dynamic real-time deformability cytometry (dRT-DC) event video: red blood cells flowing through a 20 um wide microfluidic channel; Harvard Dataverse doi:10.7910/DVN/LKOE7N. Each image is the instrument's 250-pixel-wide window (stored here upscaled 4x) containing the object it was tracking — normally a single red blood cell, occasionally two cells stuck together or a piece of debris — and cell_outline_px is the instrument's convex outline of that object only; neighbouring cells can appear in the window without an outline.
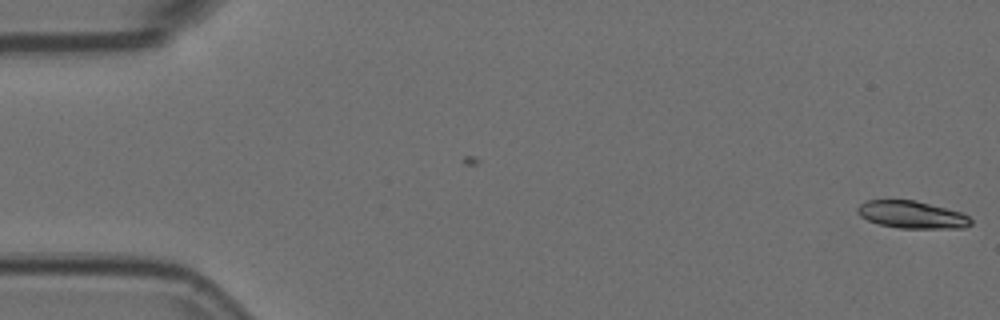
{"species": "Egyptian fruit bat (a non-hibernating species)", "species_latin": "Rousettus aegyptiacus", "temperature_condition": "room temperature", "stored_images_in_passage": 12, "camera_frame_rate_fps": 3000, "um_per_image_px": 0.085, "animal": {"sex": "female"}, "frame": {"image": 1, "passage_image": 1, "time_ms": 0.0, "image_size_px": [1000, 320], "cell_outline_px": [[972, 224], [964, 228], [900, 228], [880, 224], [868, 220], [860, 216], [856, 212], [856, 208], [864, 200], [916, 200], [964, 212], [972, 220]], "centroid_in_image_um": [77.53, 18.24], "position_along_channel_um": 7.5, "area_um2": 18.32}}